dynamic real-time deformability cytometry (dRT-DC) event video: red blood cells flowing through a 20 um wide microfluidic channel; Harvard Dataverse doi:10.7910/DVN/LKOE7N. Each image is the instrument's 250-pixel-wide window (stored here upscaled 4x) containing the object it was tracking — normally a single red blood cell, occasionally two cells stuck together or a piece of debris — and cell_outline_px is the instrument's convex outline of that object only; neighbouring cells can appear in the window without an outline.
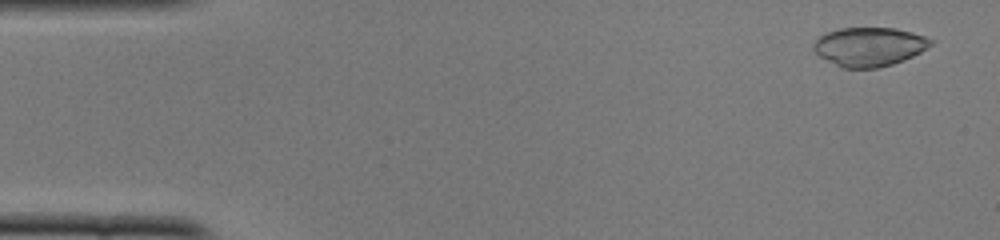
{"species": "common noctule bat (a hibernating species)", "species_latin": "Nyctalus noctula", "temperature_condition": "cold", "stored_images_in_passage": 50, "camera_frame_rate_fps": 3000, "um_per_image_px": 0.085, "animal": {"sex": "female", "body_mass_g": 22.0, "forearm_length_mm": 56.7}, "frame": {"image": 1, "passage_image": 2, "time_ms": 0.333, "image_size_px": [1000, 240], "cell_outline_px": [[932, 44], [920, 52], [912, 56], [892, 64], [876, 68], [840, 68], [820, 56], [812, 48], [812, 44], [820, 36], [828, 32], [840, 28], [896, 28], [912, 32], [924, 36], [932, 40]], "centroid_in_image_um": [73.86, 3.97], "position_along_channel_um": 11.1, "area_um2": 26.41}}
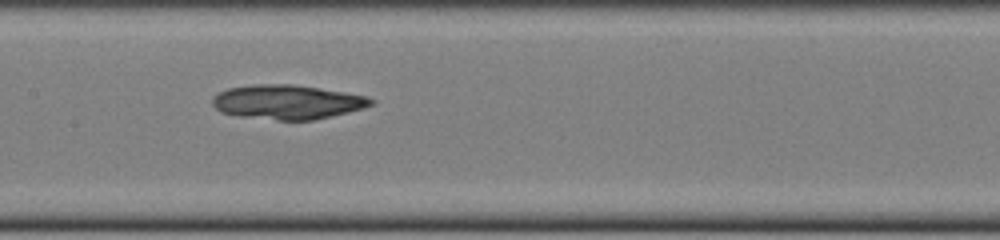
{"frame": {"image": 2, "passage_image": 24, "time_ms": 7.667, "image_size_px": [1000, 240], "cell_outline_px": [[376, 100], [372, 104], [364, 108], [348, 112], [312, 120], [276, 120], [236, 116], [220, 112], [212, 104], [212, 96], [216, 92], [228, 88], [252, 84], [292, 84], [320, 88], [368, 96]], "centroid_in_image_um": [24.38, 8.67], "position_along_channel_um": 183.0, "area_um2": 32.02}}
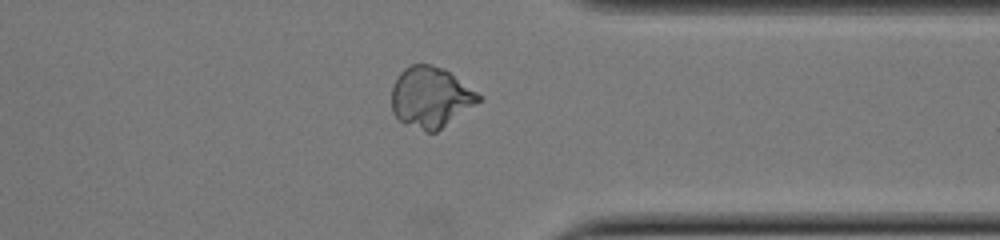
{"frame": {"image": 3, "passage_image": 39, "time_ms": 12.667, "image_size_px": [1000, 240], "cell_outline_px": [[480, 100], [436, 132], [424, 132], [404, 124], [392, 112], [392, 84], [396, 76], [408, 64], [428, 64], [444, 68], [476, 92], [480, 96]], "centroid_in_image_um": [36.53, 8.26], "position_along_channel_um": 374.9, "area_um2": 30.58}}